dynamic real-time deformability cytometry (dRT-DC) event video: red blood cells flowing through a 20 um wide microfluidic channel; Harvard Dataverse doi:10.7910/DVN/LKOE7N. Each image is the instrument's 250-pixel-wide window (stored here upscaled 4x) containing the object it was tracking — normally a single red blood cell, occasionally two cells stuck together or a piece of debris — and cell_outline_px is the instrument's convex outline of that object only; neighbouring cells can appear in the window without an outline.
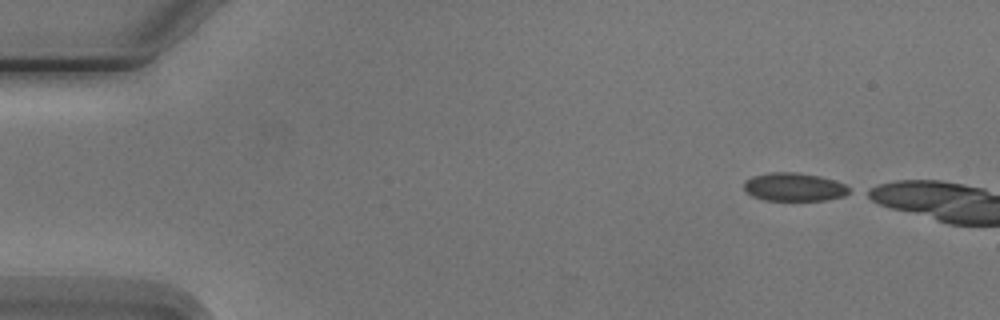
{"species": "Egyptian fruit bat (a non-hibernating species)", "species_latin": "Rousettus aegyptiacus", "temperature_condition": "cold", "stored_images_in_passage": 3, "camera_frame_rate_fps": 3000, "um_per_image_px": 0.085, "animal": {"sex": "male"}, "frame": {"image": 1, "passage_image": 1, "time_ms": 0.0, "image_size_px": [1000, 320], "cell_outline_px": [[852, 192], [844, 196], [824, 200], [764, 200], [752, 196], [744, 188], [744, 184], [752, 176], [772, 172], [796, 172], [820, 176], [844, 184], [852, 188]], "centroid_in_image_um": [67.54, 15.9], "position_along_channel_um": 17.5, "area_um2": 17.28}}